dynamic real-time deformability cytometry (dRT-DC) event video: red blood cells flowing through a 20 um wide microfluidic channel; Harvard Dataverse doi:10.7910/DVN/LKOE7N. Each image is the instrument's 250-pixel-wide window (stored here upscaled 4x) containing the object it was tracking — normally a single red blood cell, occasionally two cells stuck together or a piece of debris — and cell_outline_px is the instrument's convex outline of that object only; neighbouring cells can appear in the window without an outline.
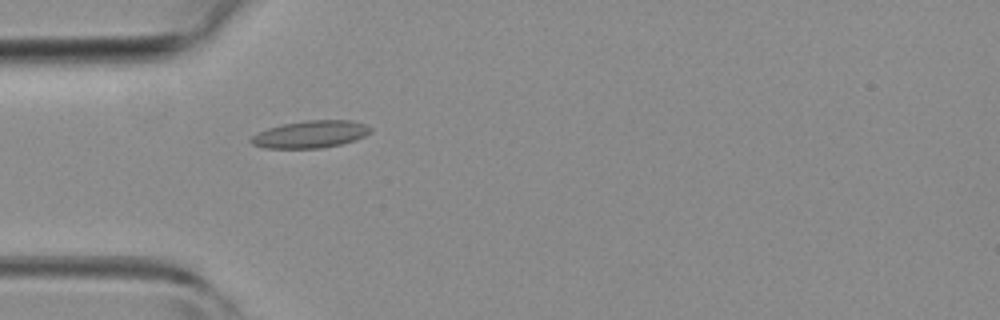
{"species": "common noctule bat (a hibernating species)", "species_latin": "Nyctalus noctula", "temperature_condition": "room temperature", "stored_images_in_passage": 1, "camera_frame_rate_fps": 3000, "um_per_image_px": 0.085, "animal": {"sex": "female", "body_mass_g": 19.3, "forearm_length_mm": 54.1}, "frame": {"image": 1, "passage_image": 1, "time_ms": 0.0, "image_size_px": [1000, 320], "cell_outline_px": [[372, 132], [356, 140], [340, 144], [320, 148], [264, 148], [252, 144], [248, 140], [252, 136], [268, 128], [280, 124], [308, 120], [352, 120], [364, 124], [372, 128]], "centroid_in_image_um": [26.4, 11.41], "position_along_channel_um": 58.6, "area_um2": 19.02}}